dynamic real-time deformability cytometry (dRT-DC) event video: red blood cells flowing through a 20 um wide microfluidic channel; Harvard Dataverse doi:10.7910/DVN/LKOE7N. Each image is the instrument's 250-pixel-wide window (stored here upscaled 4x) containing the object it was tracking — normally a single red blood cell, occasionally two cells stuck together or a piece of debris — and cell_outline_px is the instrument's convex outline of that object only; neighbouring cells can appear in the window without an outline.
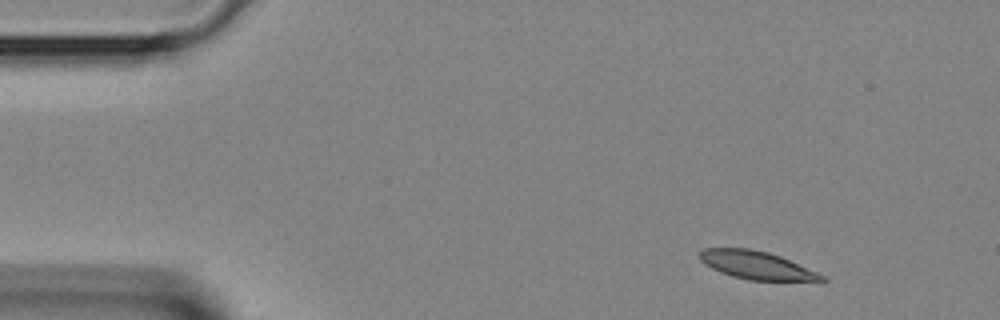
{"species": "Egyptian fruit bat (a non-hibernating species)", "species_latin": "Rousettus aegyptiacus", "temperature_condition": "room temperature", "stored_images_in_passage": 2, "camera_frame_rate_fps": 3000, "um_per_image_px": 0.085, "animal": {"sex": "female"}, "frame": {"image": 1, "passage_image": 1, "time_ms": 0.0, "image_size_px": [1000, 320], "cell_outline_px": [[828, 280], [748, 280], [732, 276], [720, 272], [704, 264], [700, 260], [700, 252], [704, 248], [752, 248], [768, 252], [780, 256], [828, 276]], "centroid_in_image_um": [64.31, 22.53], "position_along_channel_um": 20.7, "area_um2": 19.88}}